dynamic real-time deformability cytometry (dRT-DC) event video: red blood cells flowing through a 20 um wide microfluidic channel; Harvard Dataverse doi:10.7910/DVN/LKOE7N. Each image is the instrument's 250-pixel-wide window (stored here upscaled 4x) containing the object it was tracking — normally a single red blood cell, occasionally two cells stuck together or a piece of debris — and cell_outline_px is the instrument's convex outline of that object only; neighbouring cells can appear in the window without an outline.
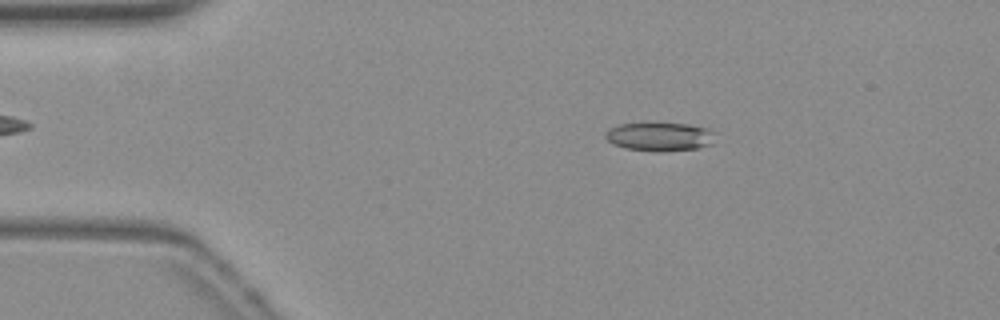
{"species": "common noctule bat (a hibernating species)", "species_latin": "Nyctalus noctula", "temperature_condition": "warm", "stored_images_in_passage": 47, "camera_frame_rate_fps": 3000, "um_per_image_px": 0.085, "animal": {"sex": "female", "body_mass_g": 19.3, "forearm_length_mm": 54.1}, "frame": {"image": 1, "passage_image": 3, "time_ms": 0.667, "image_size_px": [1000, 320], "cell_outline_px": [[712, 144], [696, 148], [656, 152], [624, 148], [612, 144], [604, 136], [612, 128], [620, 124], [688, 124], [704, 128], [712, 132]], "centroid_in_image_um": [56.03, 11.64], "position_along_channel_um": 29.0, "area_um2": 17.74}}
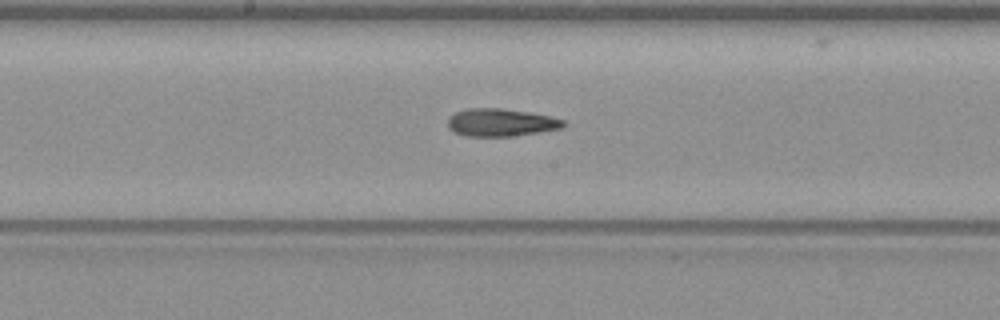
{"frame": {"image": 2, "passage_image": 21, "time_ms": 6.667, "image_size_px": [1000, 320], "cell_outline_px": [[568, 124], [560, 128], [512, 136], [464, 136], [448, 128], [448, 120], [456, 112], [464, 108], [504, 108], [528, 112], [548, 116], [564, 120]], "centroid_in_image_um": [42.55, 10.4], "position_along_channel_um": 205.6, "area_um2": 18.5}}
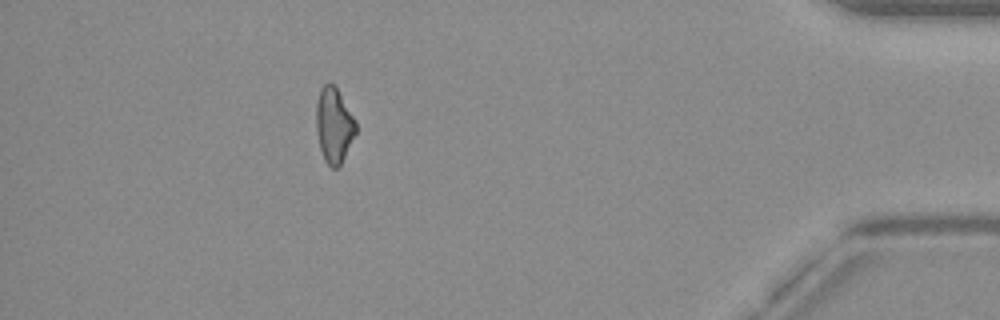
{"frame": {"image": 3, "passage_image": 41, "time_ms": 13.333, "image_size_px": [1000, 320], "cell_outline_px": [[356, 132], [340, 168], [332, 168], [324, 160], [320, 148], [316, 128], [316, 104], [320, 88], [328, 80], [336, 88], [356, 120]], "centroid_in_image_um": [28.38, 10.66], "position_along_channel_um": 406.8, "area_um2": 17.46}, "authors_computed_cell_mechanics": {"area_um2": 18.4382, "velocity_mm_per_s": 3.855, "shape_relaxation_time_tau1_ms": null, "shape_relaxation_time_tau2_ms": 4.6436, "deformation_change_tau1": null, "deformation_change_tau2": 0.154}}